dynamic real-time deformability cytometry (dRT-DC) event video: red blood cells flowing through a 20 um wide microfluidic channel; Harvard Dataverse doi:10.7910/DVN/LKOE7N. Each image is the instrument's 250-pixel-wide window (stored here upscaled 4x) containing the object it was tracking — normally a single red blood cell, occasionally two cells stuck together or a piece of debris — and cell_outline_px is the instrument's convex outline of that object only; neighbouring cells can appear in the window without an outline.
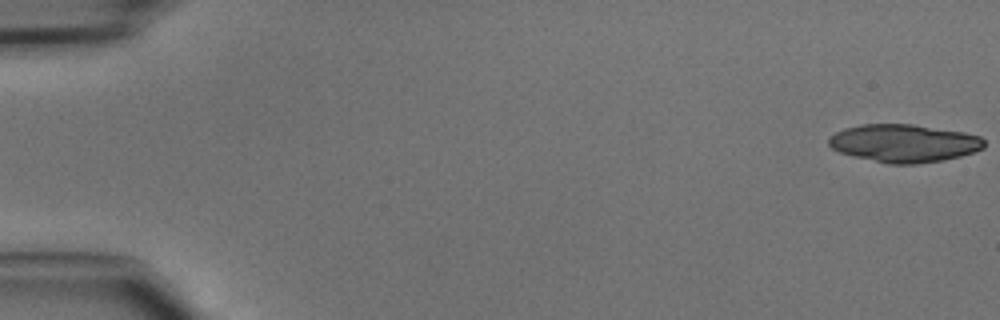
{"species": "common noctule bat (a hibernating species)", "species_latin": "Nyctalus noctula", "temperature_condition": "cold", "stored_images_in_passage": 11, "camera_frame_rate_fps": 3000, "um_per_image_px": 0.085, "animal": {"sex": "male", "body_mass_g": 15.6}, "frame": {"image": 1, "passage_image": 1, "time_ms": 0.0, "image_size_px": [1000, 320], "cell_outline_px": [[984, 148], [960, 156], [944, 160], [916, 164], [888, 164], [852, 156], [840, 152], [832, 148], [828, 144], [828, 140], [836, 132], [844, 128], [860, 124], [912, 124], [964, 132], [980, 136], [984, 140]], "centroid_in_image_um": [76.83, 12.17], "position_along_channel_um": 8.2, "area_um2": 34.33}}